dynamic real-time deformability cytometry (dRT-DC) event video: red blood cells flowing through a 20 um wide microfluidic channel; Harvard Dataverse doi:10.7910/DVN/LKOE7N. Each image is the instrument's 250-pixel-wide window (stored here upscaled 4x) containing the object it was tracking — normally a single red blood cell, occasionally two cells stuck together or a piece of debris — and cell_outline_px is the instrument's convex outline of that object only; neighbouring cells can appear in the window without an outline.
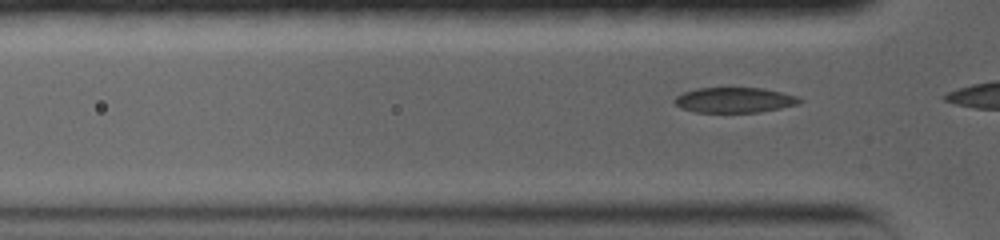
{"species": "common noctule bat (a hibernating species)", "species_latin": "Nyctalus noctula", "temperature_condition": "warm", "stored_images_in_passage": 10, "camera_frame_rate_fps": 5000, "um_per_image_px": 0.085, "animal": {"sex": "female", "body_mass_g": 19.0, "forearm_length_mm": 56.7}, "frame": {"image": 1, "passage_image": 7, "time_ms": 1.4, "image_size_px": [1000, 240], "cell_outline_px": [[804, 100], [796, 104], [780, 108], [760, 112], [696, 112], [680, 108], [672, 100], [676, 96], [684, 92], [696, 88], [764, 88], [796, 96]], "centroid_in_image_um": [62.39, 8.5], "position_along_channel_um": 63.4, "area_um2": 18.32}}